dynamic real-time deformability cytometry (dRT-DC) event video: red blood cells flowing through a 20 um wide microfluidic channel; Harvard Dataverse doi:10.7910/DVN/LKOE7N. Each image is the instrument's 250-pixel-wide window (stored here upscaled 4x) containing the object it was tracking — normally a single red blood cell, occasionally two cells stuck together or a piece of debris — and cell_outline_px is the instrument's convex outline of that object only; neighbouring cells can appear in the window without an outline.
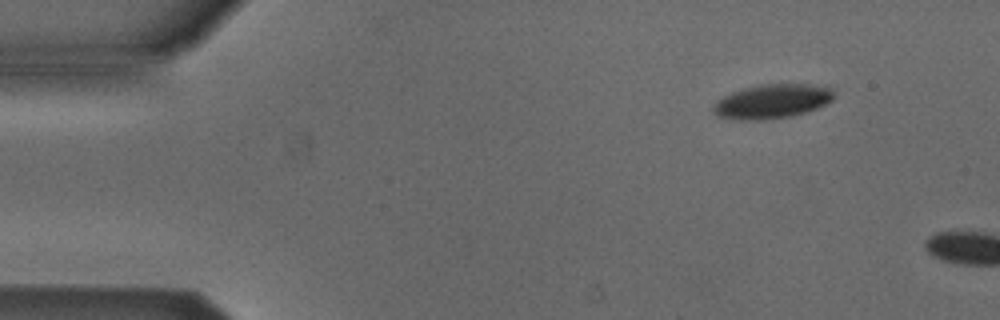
{"species": "Egyptian fruit bat (a non-hibernating species)", "species_latin": "Rousettus aegyptiacus", "temperature_condition": "cold", "stored_images_in_passage": 3, "camera_frame_rate_fps": 3000, "um_per_image_px": 0.085, "animal": {"sex": "male"}, "frame": {"image": 1, "passage_image": 2, "time_ms": 0.333, "image_size_px": [1000, 320], "cell_outline_px": [[832, 100], [808, 112], [792, 116], [756, 120], [740, 120], [720, 116], [712, 108], [724, 96], [732, 92], [744, 88], [764, 84], [808, 84], [828, 88], [832, 92]], "centroid_in_image_um": [65.64, 8.62], "position_along_channel_um": 19.4, "area_um2": 23.41}}